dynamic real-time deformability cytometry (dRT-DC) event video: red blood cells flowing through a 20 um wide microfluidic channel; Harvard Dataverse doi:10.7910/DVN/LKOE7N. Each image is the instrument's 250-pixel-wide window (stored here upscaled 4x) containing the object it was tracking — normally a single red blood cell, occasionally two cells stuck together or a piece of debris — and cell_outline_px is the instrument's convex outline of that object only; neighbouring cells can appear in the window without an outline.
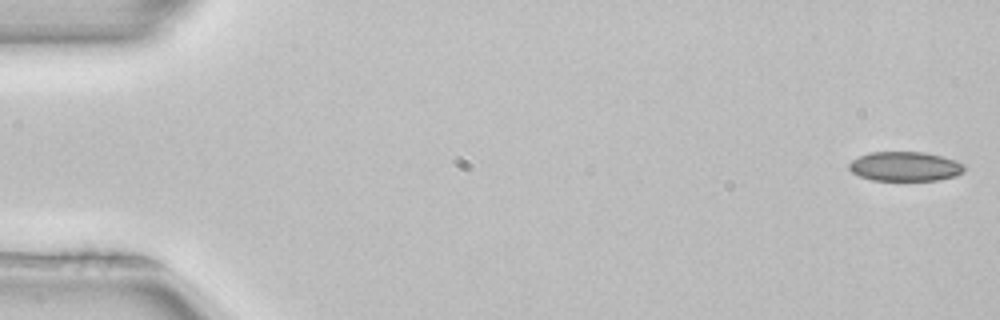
{"species": "common noctule bat (a hibernating species)", "species_latin": "Nyctalus noctula", "temperature_condition": "room temperature", "stored_images_in_passage": 50, "camera_frame_rate_fps": 3000, "um_per_image_px": 0.085, "animal": {"sex": "female", "body_mass_g": 22.7, "forearm_length_mm": 54.2}, "frame": {"image": 1, "passage_image": 1, "time_ms": 0.0, "image_size_px": [1000, 320], "cell_outline_px": [[964, 172], [956, 176], [936, 180], [872, 180], [860, 176], [852, 172], [848, 168], [848, 164], [852, 160], [868, 152], [924, 152], [956, 160], [964, 164]], "centroid_in_image_um": [76.93, 14.14], "position_along_channel_um": 8.1, "area_um2": 19.77}}
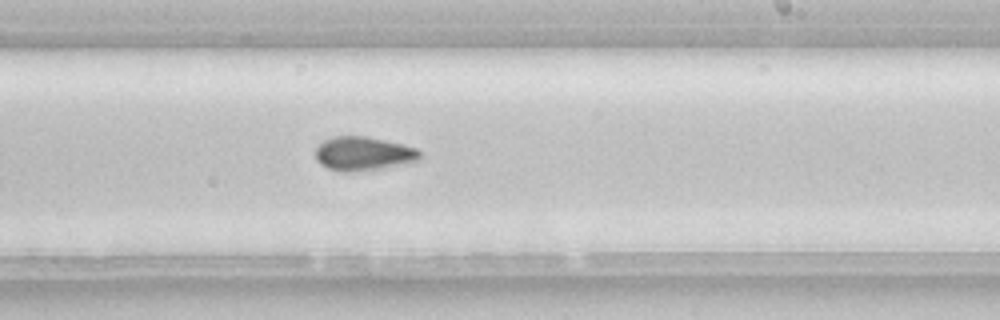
{"frame": {"image": 2, "passage_image": 31, "time_ms": 10.0, "image_size_px": [1000, 320], "cell_outline_px": [[420, 160], [380, 168], [348, 172], [344, 172], [328, 168], [320, 164], [316, 160], [316, 148], [324, 140], [332, 136], [364, 136], [384, 140], [416, 148], [420, 152]], "centroid_in_image_um": [30.84, 13.05], "position_along_channel_um": 258.2, "area_um2": 20.29}}
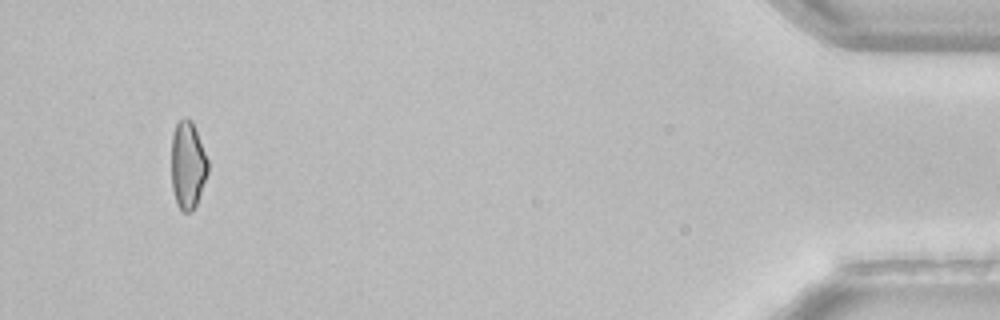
{"frame": {"image": 3, "passage_image": 49, "time_ms": 16.0, "image_size_px": [1000, 320], "cell_outline_px": [[208, 172], [196, 204], [192, 212], [184, 212], [176, 204], [172, 188], [172, 132], [176, 124], [184, 116], [188, 116], [192, 120], [208, 160]], "centroid_in_image_um": [15.95, 14.01], "position_along_channel_um": 419.2, "area_um2": 18.67}}